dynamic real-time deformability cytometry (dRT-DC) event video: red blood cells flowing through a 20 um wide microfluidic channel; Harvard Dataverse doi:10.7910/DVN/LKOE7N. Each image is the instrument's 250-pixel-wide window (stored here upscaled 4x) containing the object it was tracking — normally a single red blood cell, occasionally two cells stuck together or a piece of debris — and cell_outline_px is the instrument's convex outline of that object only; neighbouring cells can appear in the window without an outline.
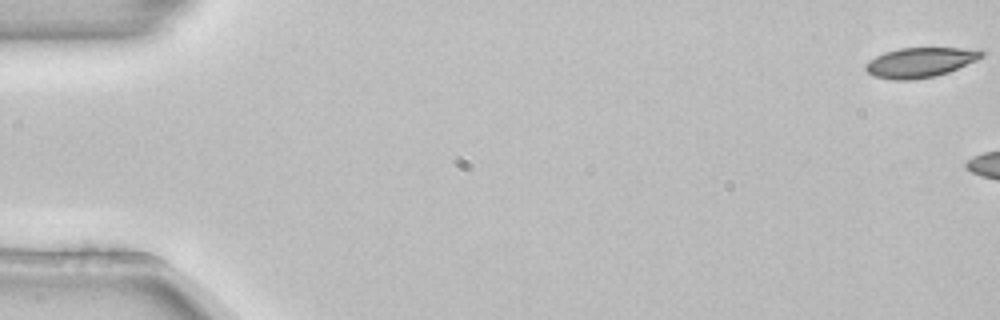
{"species": "common noctule bat (a hibernating species)", "species_latin": "Nyctalus noctula", "temperature_condition": "room temperature", "stored_images_in_passage": 3, "camera_frame_rate_fps": 3000, "um_per_image_px": 0.085, "animal": {"sex": "female", "body_mass_g": 22.7, "forearm_length_mm": 54.2}, "frame": {"image": 1, "passage_image": 1, "time_ms": 0.0, "image_size_px": [1000, 320], "cell_outline_px": [[984, 56], [976, 60], [948, 72], [936, 76], [912, 80], [892, 80], [872, 76], [864, 68], [864, 64], [868, 60], [884, 52], [900, 48], [980, 48], [984, 52]], "centroid_in_image_um": [78.2, 5.3], "position_along_channel_um": 6.8, "area_um2": 20.4}}